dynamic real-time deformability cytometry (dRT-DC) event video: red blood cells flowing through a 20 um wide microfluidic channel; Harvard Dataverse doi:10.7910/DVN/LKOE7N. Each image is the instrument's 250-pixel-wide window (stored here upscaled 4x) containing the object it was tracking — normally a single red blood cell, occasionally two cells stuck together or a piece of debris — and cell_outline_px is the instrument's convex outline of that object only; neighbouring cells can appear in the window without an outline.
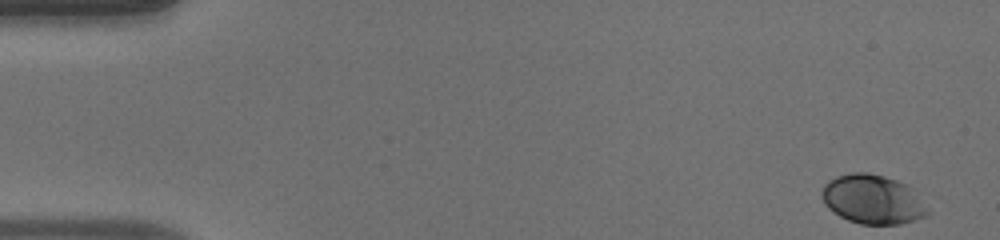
{"species": "human", "species_latin": "Homo sapiens", "temperature_condition": "warm", "stored_images_in_passage": 50, "camera_frame_rate_fps": 3000, "um_per_image_px": 0.085, "donor": {"sex": "male"}, "frame": {"image": 1, "passage_image": 1, "time_ms": 0.0, "image_size_px": [1000, 240], "cell_outline_px": [[928, 216], [916, 220], [900, 224], [860, 224], [848, 220], [840, 216], [828, 208], [824, 204], [820, 196], [820, 192], [824, 184], [828, 180], [836, 176], [852, 172], [868, 172], [884, 176], [908, 184], [916, 188], [928, 208]], "centroid_in_image_um": [74.21, 16.93], "position_along_channel_um": 10.8, "area_um2": 31.04}}
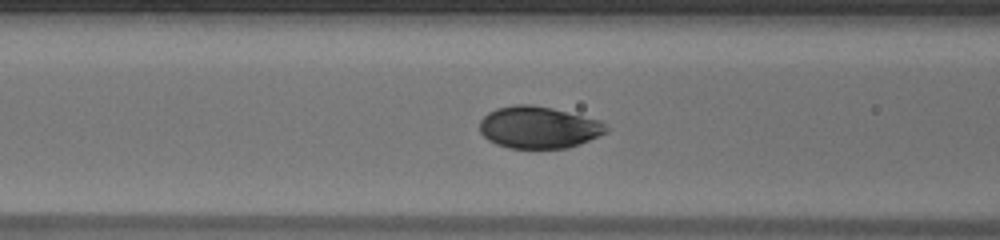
{"frame": {"image": 2, "passage_image": 20, "time_ms": 6.333, "image_size_px": [1000, 240], "cell_outline_px": [[612, 128], [608, 132], [600, 136], [580, 144], [568, 148], [508, 148], [496, 144], [488, 140], [480, 132], [480, 120], [488, 112], [496, 108], [516, 104], [532, 104], [552, 108], [600, 120]], "centroid_in_image_um": [45.82, 10.83], "position_along_channel_um": 120.8, "area_um2": 31.27}}
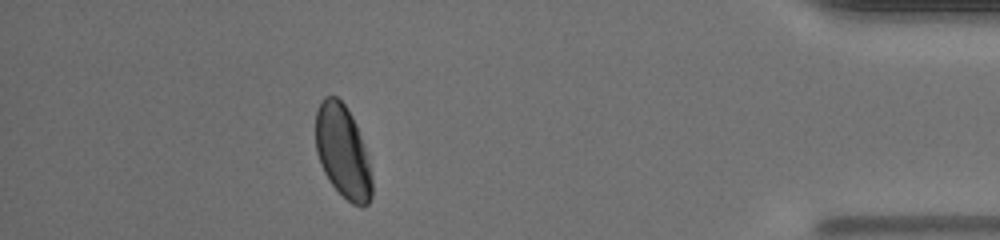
{"frame": {"image": 3, "passage_image": 45, "time_ms": 14.667, "image_size_px": [1000, 240], "cell_outline_px": [[372, 196], [368, 204], [352, 204], [328, 180], [320, 164], [316, 152], [316, 112], [324, 96], [336, 96], [344, 104], [352, 116], [356, 124], [364, 144], [368, 160], [372, 180]], "centroid_in_image_um": [29.13, 12.87], "position_along_channel_um": 406.1, "area_um2": 30.17}, "authors_computed_cell_mechanics": {"area_um2": 30.9519, "velocity_mm_per_s": 3.9958, "shape_relaxation_time_tau1_ms": 2.1251, "shape_relaxation_time_tau2_ms": null, "deformation_change_tau1": 0.1209, "deformation_change_tau2": null}}